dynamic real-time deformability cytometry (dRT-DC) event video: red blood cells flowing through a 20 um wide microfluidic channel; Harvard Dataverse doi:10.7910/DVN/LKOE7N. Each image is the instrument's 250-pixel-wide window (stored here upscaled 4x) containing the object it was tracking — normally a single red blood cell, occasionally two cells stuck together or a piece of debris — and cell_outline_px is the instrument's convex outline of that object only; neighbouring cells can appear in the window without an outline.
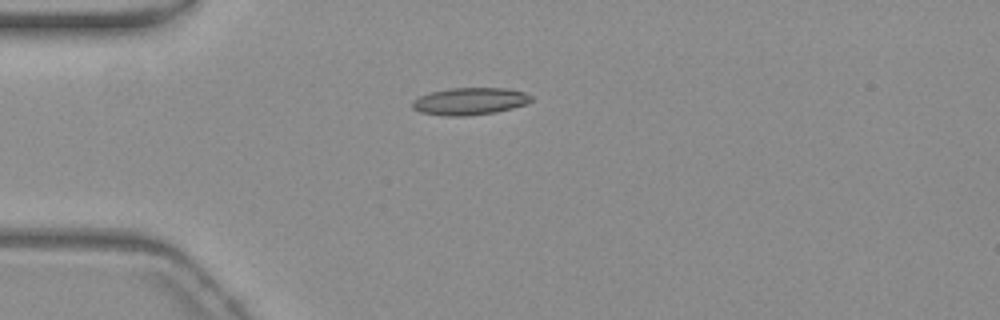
{"species": "common noctule bat (a hibernating species)", "species_latin": "Nyctalus noctula", "temperature_condition": "warm", "stored_images_in_passage": 38, "camera_frame_rate_fps": 3000, "um_per_image_px": 0.085, "animal": {"sex": "female", "body_mass_g": 19.3, "forearm_length_mm": 54.1}, "frame": {"image": 1, "passage_image": 1, "time_ms": 0.0, "image_size_px": [1000, 320], "cell_outline_px": [[532, 100], [524, 104], [512, 108], [496, 112], [464, 116], [448, 116], [420, 112], [412, 108], [412, 100], [428, 92], [448, 88], [508, 88], [524, 92], [532, 96]], "centroid_in_image_um": [39.9, 8.6], "position_along_channel_um": 45.1, "area_um2": 18.9}}
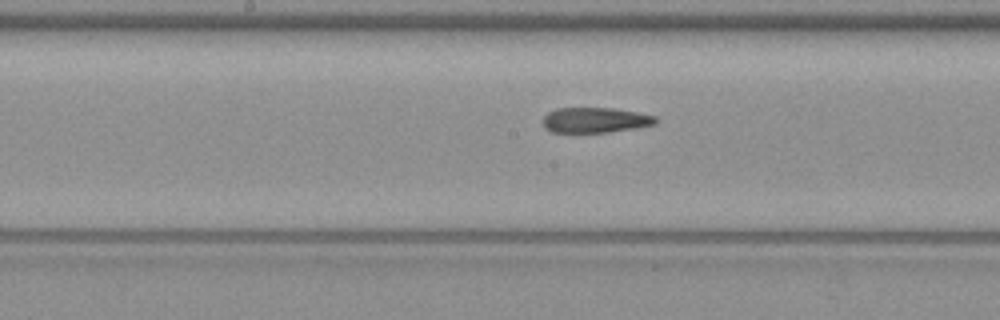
{"frame": {"image": 2, "passage_image": 15, "time_ms": 4.667, "image_size_px": [1000, 320], "cell_outline_px": [[656, 124], [608, 132], [552, 132], [544, 128], [544, 116], [548, 112], [556, 108], [616, 108], [656, 116]], "centroid_in_image_um": [50.57, 10.2], "position_along_channel_um": 197.6, "area_um2": 16.47}}
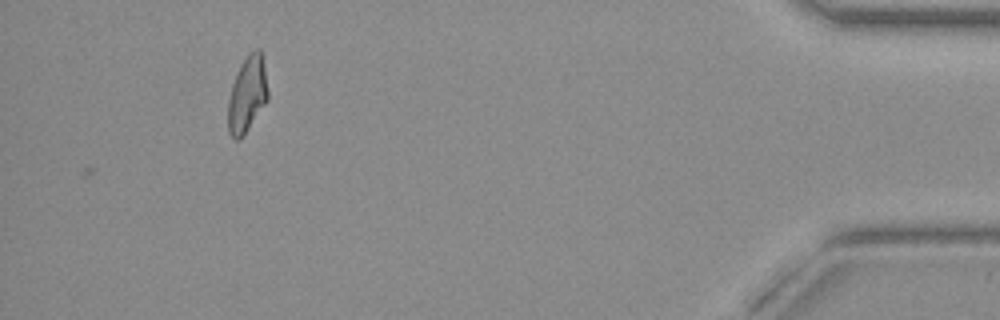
{"frame": {"image": 3, "passage_image": 38, "time_ms": 12.333, "image_size_px": [1000, 320], "cell_outline_px": [[268, 100], [244, 136], [240, 140], [236, 140], [228, 132], [228, 100], [232, 84], [240, 64], [248, 52], [256, 48], [260, 48], [264, 68], [268, 92]], "centroid_in_image_um": [21.01, 8.03], "position_along_channel_um": 414.2, "area_um2": 17.8}, "authors_computed_cell_mechanics": {"area_um2": 17.2244, "velocity_mm_per_s": 3.7073, "shape_relaxation_time_tau1_ms": null, "shape_relaxation_time_tau2_ms": 4.5217, "deformation_change_tau1": null, "deformation_change_tau2": 0.1357}}